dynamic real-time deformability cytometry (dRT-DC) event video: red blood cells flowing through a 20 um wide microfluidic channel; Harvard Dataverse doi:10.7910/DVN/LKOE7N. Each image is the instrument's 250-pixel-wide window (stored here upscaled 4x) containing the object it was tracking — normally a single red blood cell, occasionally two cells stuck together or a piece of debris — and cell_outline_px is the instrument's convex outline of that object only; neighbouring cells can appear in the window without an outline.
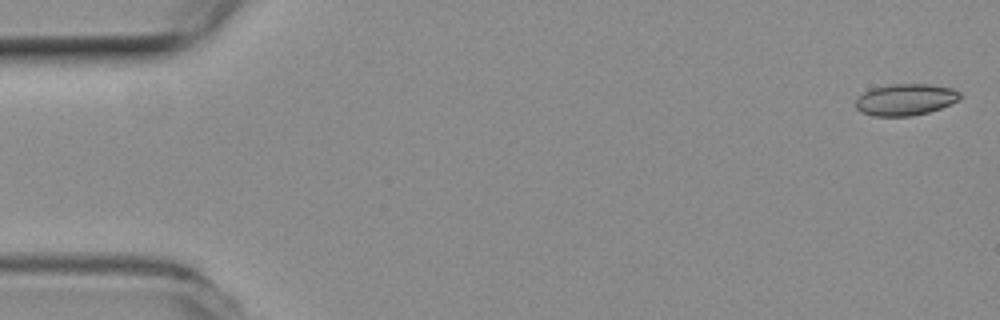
{"species": "common noctule bat (a hibernating species)", "species_latin": "Nyctalus noctula", "temperature_condition": "room temperature", "stored_images_in_passage": 55, "camera_frame_rate_fps": 3000, "um_per_image_px": 0.085, "animal": {"sex": "female", "body_mass_g": 19.3, "forearm_length_mm": 54.1}, "frame": {"image": 1, "passage_image": 2, "time_ms": 0.333, "image_size_px": [1000, 320], "cell_outline_px": [[964, 96], [960, 100], [940, 108], [928, 112], [912, 116], [872, 116], [860, 112], [856, 108], [856, 96], [872, 88], [888, 84], [928, 84], [952, 88], [960, 92]], "centroid_in_image_um": [76.96, 8.46], "position_along_channel_um": 8.0, "area_um2": 19.48}}
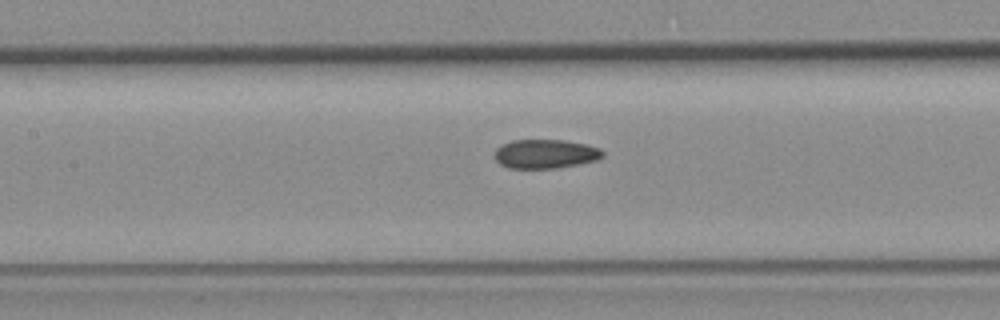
{"frame": {"image": 2, "passage_image": 25, "time_ms": 8.0, "image_size_px": [1000, 320], "cell_outline_px": [[604, 156], [596, 160], [556, 168], [508, 168], [500, 164], [496, 160], [496, 148], [512, 140], [564, 140], [588, 144], [600, 148], [604, 152]], "centroid_in_image_um": [46.38, 13.07], "position_along_channel_um": 161.0, "area_um2": 18.21}}
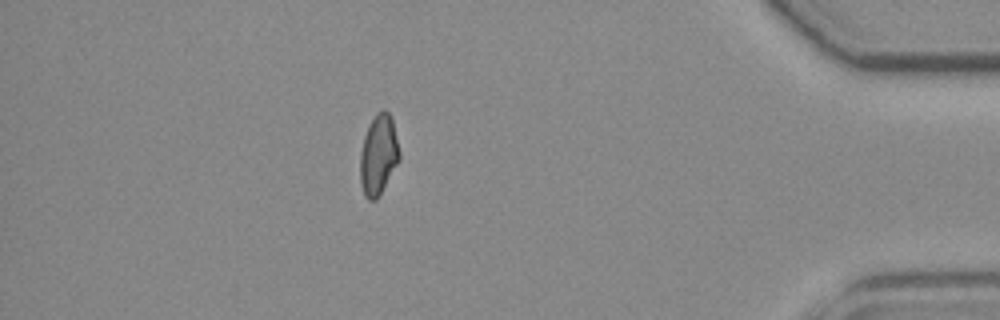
{"frame": {"image": 3, "passage_image": 48, "time_ms": 15.667, "image_size_px": [1000, 320], "cell_outline_px": [[400, 160], [380, 196], [376, 200], [368, 200], [364, 196], [360, 184], [360, 152], [364, 136], [368, 124], [376, 112], [384, 108], [392, 116], [400, 152]], "centroid_in_image_um": [32.17, 13.16], "position_along_channel_um": 403.0, "area_um2": 18.9}, "authors_computed_cell_mechanics": {"area_um2": 18.7272, "velocity_mm_per_s": 3.7929, "shape_relaxation_time_tau1_ms": null, "shape_relaxation_time_tau2_ms": 2.2698, "deformation_change_tau1": null, "deformation_change_tau2": 0.0827}}